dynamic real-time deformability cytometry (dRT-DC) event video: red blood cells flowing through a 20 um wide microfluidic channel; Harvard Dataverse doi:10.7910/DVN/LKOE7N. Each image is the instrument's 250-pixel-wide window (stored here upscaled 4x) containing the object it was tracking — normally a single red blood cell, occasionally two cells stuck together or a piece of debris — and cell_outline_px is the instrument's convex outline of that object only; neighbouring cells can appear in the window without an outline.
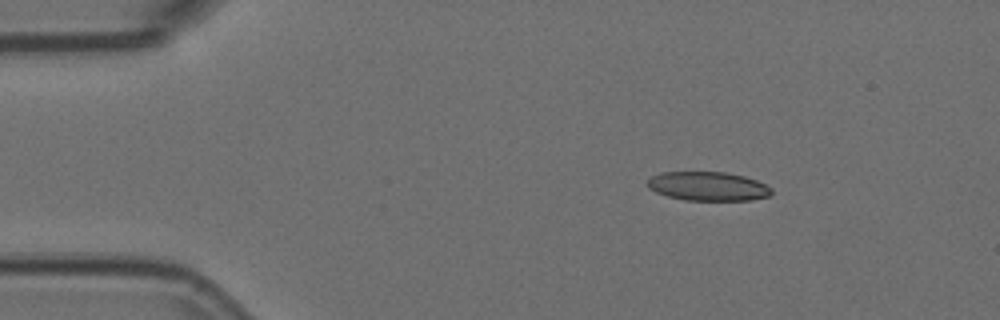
{"species": "Egyptian fruit bat (a non-hibernating species)", "species_latin": "Rousettus aegyptiacus", "temperature_condition": "room temperature", "stored_images_in_passage": 5, "camera_frame_rate_fps": 3000, "um_per_image_px": 0.085, "animal": {"sex": "female"}, "frame": {"image": 1, "passage_image": 3, "time_ms": 0.667, "image_size_px": [1000, 320], "cell_outline_px": [[772, 196], [752, 200], [684, 200], [668, 196], [656, 192], [648, 188], [644, 184], [652, 176], [660, 172], [724, 172], [744, 176], [756, 180], [772, 188]], "centroid_in_image_um": [60.17, 15.83], "position_along_channel_um": 24.8, "area_um2": 21.1}}